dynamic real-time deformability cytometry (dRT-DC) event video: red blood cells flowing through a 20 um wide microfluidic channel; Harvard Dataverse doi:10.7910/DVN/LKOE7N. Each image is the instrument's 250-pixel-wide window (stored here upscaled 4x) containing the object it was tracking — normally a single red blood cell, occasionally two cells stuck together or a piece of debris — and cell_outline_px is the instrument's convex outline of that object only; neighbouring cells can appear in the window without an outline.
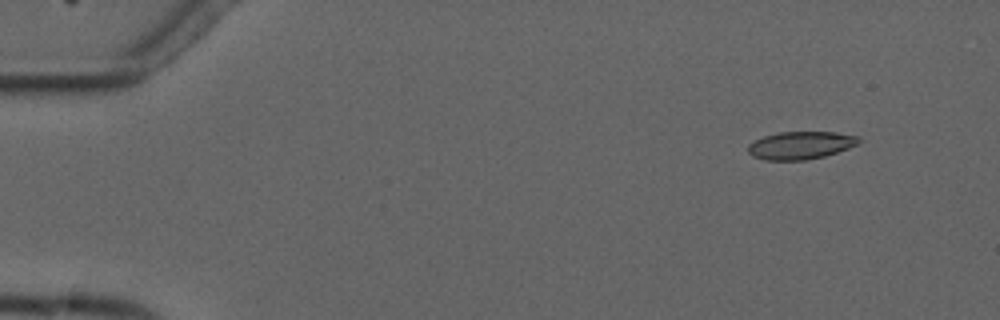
{"species": "common noctule bat (a hibernating species)", "species_latin": "Nyctalus noctula", "temperature_condition": "cold", "stored_images_in_passage": 5, "camera_frame_rate_fps": 3000, "um_per_image_px": 0.085, "animal": {"sex": "male", "forearm_length_mm": 52.5}, "frame": {"image": 1, "passage_image": 2, "time_ms": 1.0, "image_size_px": [1000, 320], "cell_outline_px": [[860, 140], [856, 144], [848, 148], [824, 156], [804, 160], [764, 160], [752, 156], [748, 152], [748, 144], [764, 136], [780, 132], [836, 132], [860, 136]], "centroid_in_image_um": [68.04, 12.35], "position_along_channel_um": 17.0, "area_um2": 17.8}}
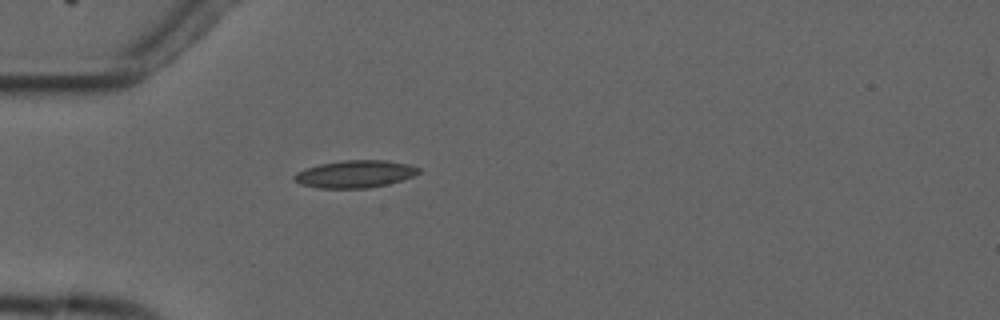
{"frame": {"image": 2, "passage_image": 5, "time_ms": 4.667, "image_size_px": [1000, 320], "cell_outline_px": [[420, 172], [412, 176], [388, 184], [368, 188], [316, 188], [300, 184], [292, 180], [292, 176], [296, 172], [304, 168], [320, 164], [344, 160], [388, 160], [408, 164], [420, 168]], "centroid_in_image_um": [30.12, 14.79], "position_along_channel_um": 54.9, "area_um2": 20.0}}